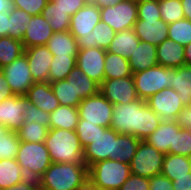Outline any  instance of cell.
I'll return each instance as SVG.
<instances>
[{
  "label": "cell",
  "instance_id": "obj_1",
  "mask_svg": "<svg viewBox=\"0 0 191 190\" xmlns=\"http://www.w3.org/2000/svg\"><path fill=\"white\" fill-rule=\"evenodd\" d=\"M112 111L110 128L140 140L151 135L162 121L146 101L140 98L128 104H115Z\"/></svg>",
  "mask_w": 191,
  "mask_h": 190
},
{
  "label": "cell",
  "instance_id": "obj_2",
  "mask_svg": "<svg viewBox=\"0 0 191 190\" xmlns=\"http://www.w3.org/2000/svg\"><path fill=\"white\" fill-rule=\"evenodd\" d=\"M85 163H51L38 179L40 190H76L88 179Z\"/></svg>",
  "mask_w": 191,
  "mask_h": 190
},
{
  "label": "cell",
  "instance_id": "obj_3",
  "mask_svg": "<svg viewBox=\"0 0 191 190\" xmlns=\"http://www.w3.org/2000/svg\"><path fill=\"white\" fill-rule=\"evenodd\" d=\"M45 145L53 163H84L83 147L75 130L49 129Z\"/></svg>",
  "mask_w": 191,
  "mask_h": 190
},
{
  "label": "cell",
  "instance_id": "obj_4",
  "mask_svg": "<svg viewBox=\"0 0 191 190\" xmlns=\"http://www.w3.org/2000/svg\"><path fill=\"white\" fill-rule=\"evenodd\" d=\"M131 175L129 164L103 160L88 167L89 179L101 190H118Z\"/></svg>",
  "mask_w": 191,
  "mask_h": 190
},
{
  "label": "cell",
  "instance_id": "obj_5",
  "mask_svg": "<svg viewBox=\"0 0 191 190\" xmlns=\"http://www.w3.org/2000/svg\"><path fill=\"white\" fill-rule=\"evenodd\" d=\"M16 161L22 167L26 177L36 180L44 174L52 163L45 142L20 141Z\"/></svg>",
  "mask_w": 191,
  "mask_h": 190
},
{
  "label": "cell",
  "instance_id": "obj_6",
  "mask_svg": "<svg viewBox=\"0 0 191 190\" xmlns=\"http://www.w3.org/2000/svg\"><path fill=\"white\" fill-rule=\"evenodd\" d=\"M132 76L138 97L146 101L155 93L170 87L172 68L157 64L144 71L133 73Z\"/></svg>",
  "mask_w": 191,
  "mask_h": 190
},
{
  "label": "cell",
  "instance_id": "obj_7",
  "mask_svg": "<svg viewBox=\"0 0 191 190\" xmlns=\"http://www.w3.org/2000/svg\"><path fill=\"white\" fill-rule=\"evenodd\" d=\"M165 154L141 140L129 163L131 174L150 179L160 175Z\"/></svg>",
  "mask_w": 191,
  "mask_h": 190
},
{
  "label": "cell",
  "instance_id": "obj_8",
  "mask_svg": "<svg viewBox=\"0 0 191 190\" xmlns=\"http://www.w3.org/2000/svg\"><path fill=\"white\" fill-rule=\"evenodd\" d=\"M77 109L79 119H84V123H92L104 128L110 127L113 104L100 91L94 96L81 100Z\"/></svg>",
  "mask_w": 191,
  "mask_h": 190
},
{
  "label": "cell",
  "instance_id": "obj_9",
  "mask_svg": "<svg viewBox=\"0 0 191 190\" xmlns=\"http://www.w3.org/2000/svg\"><path fill=\"white\" fill-rule=\"evenodd\" d=\"M100 19L107 23L115 32L133 29L138 20L136 0H123L115 6L100 8Z\"/></svg>",
  "mask_w": 191,
  "mask_h": 190
},
{
  "label": "cell",
  "instance_id": "obj_10",
  "mask_svg": "<svg viewBox=\"0 0 191 190\" xmlns=\"http://www.w3.org/2000/svg\"><path fill=\"white\" fill-rule=\"evenodd\" d=\"M119 135L114 129L100 126L95 140L83 149V161L87 167L103 160H116L115 139Z\"/></svg>",
  "mask_w": 191,
  "mask_h": 190
},
{
  "label": "cell",
  "instance_id": "obj_11",
  "mask_svg": "<svg viewBox=\"0 0 191 190\" xmlns=\"http://www.w3.org/2000/svg\"><path fill=\"white\" fill-rule=\"evenodd\" d=\"M1 71L14 95H26L28 89L35 83L25 53L1 68Z\"/></svg>",
  "mask_w": 191,
  "mask_h": 190
},
{
  "label": "cell",
  "instance_id": "obj_12",
  "mask_svg": "<svg viewBox=\"0 0 191 190\" xmlns=\"http://www.w3.org/2000/svg\"><path fill=\"white\" fill-rule=\"evenodd\" d=\"M99 91L113 105L128 104L139 99L133 76L106 79L101 83Z\"/></svg>",
  "mask_w": 191,
  "mask_h": 190
},
{
  "label": "cell",
  "instance_id": "obj_13",
  "mask_svg": "<svg viewBox=\"0 0 191 190\" xmlns=\"http://www.w3.org/2000/svg\"><path fill=\"white\" fill-rule=\"evenodd\" d=\"M147 105L161 118V120H176L183 109L181 99L173 88H165L146 100Z\"/></svg>",
  "mask_w": 191,
  "mask_h": 190
},
{
  "label": "cell",
  "instance_id": "obj_14",
  "mask_svg": "<svg viewBox=\"0 0 191 190\" xmlns=\"http://www.w3.org/2000/svg\"><path fill=\"white\" fill-rule=\"evenodd\" d=\"M106 50L93 47L79 49L76 57V65L82 73L95 81L99 86L104 81V65Z\"/></svg>",
  "mask_w": 191,
  "mask_h": 190
},
{
  "label": "cell",
  "instance_id": "obj_15",
  "mask_svg": "<svg viewBox=\"0 0 191 190\" xmlns=\"http://www.w3.org/2000/svg\"><path fill=\"white\" fill-rule=\"evenodd\" d=\"M28 103L25 95H13L0 102V125L17 132L24 123L23 110Z\"/></svg>",
  "mask_w": 191,
  "mask_h": 190
},
{
  "label": "cell",
  "instance_id": "obj_16",
  "mask_svg": "<svg viewBox=\"0 0 191 190\" xmlns=\"http://www.w3.org/2000/svg\"><path fill=\"white\" fill-rule=\"evenodd\" d=\"M29 69L35 83L49 82L48 75L50 65L53 60V54L46 45L24 48Z\"/></svg>",
  "mask_w": 191,
  "mask_h": 190
},
{
  "label": "cell",
  "instance_id": "obj_17",
  "mask_svg": "<svg viewBox=\"0 0 191 190\" xmlns=\"http://www.w3.org/2000/svg\"><path fill=\"white\" fill-rule=\"evenodd\" d=\"M133 29L140 41L155 46L168 39V24L162 18H138Z\"/></svg>",
  "mask_w": 191,
  "mask_h": 190
},
{
  "label": "cell",
  "instance_id": "obj_18",
  "mask_svg": "<svg viewBox=\"0 0 191 190\" xmlns=\"http://www.w3.org/2000/svg\"><path fill=\"white\" fill-rule=\"evenodd\" d=\"M100 20V8L94 4L87 3L71 16L69 32L73 34L75 38L88 36Z\"/></svg>",
  "mask_w": 191,
  "mask_h": 190
},
{
  "label": "cell",
  "instance_id": "obj_19",
  "mask_svg": "<svg viewBox=\"0 0 191 190\" xmlns=\"http://www.w3.org/2000/svg\"><path fill=\"white\" fill-rule=\"evenodd\" d=\"M180 128L176 120H162L159 127L144 141L164 154H174L175 133Z\"/></svg>",
  "mask_w": 191,
  "mask_h": 190
},
{
  "label": "cell",
  "instance_id": "obj_20",
  "mask_svg": "<svg viewBox=\"0 0 191 190\" xmlns=\"http://www.w3.org/2000/svg\"><path fill=\"white\" fill-rule=\"evenodd\" d=\"M54 31L49 22L41 15H34L26 28L22 44L24 48L47 45Z\"/></svg>",
  "mask_w": 191,
  "mask_h": 190
},
{
  "label": "cell",
  "instance_id": "obj_21",
  "mask_svg": "<svg viewBox=\"0 0 191 190\" xmlns=\"http://www.w3.org/2000/svg\"><path fill=\"white\" fill-rule=\"evenodd\" d=\"M25 96L29 103L48 113H52L60 105L49 82L34 83Z\"/></svg>",
  "mask_w": 191,
  "mask_h": 190
},
{
  "label": "cell",
  "instance_id": "obj_22",
  "mask_svg": "<svg viewBox=\"0 0 191 190\" xmlns=\"http://www.w3.org/2000/svg\"><path fill=\"white\" fill-rule=\"evenodd\" d=\"M115 30L100 20L88 36L76 38L78 49L99 47L107 50L115 36Z\"/></svg>",
  "mask_w": 191,
  "mask_h": 190
},
{
  "label": "cell",
  "instance_id": "obj_23",
  "mask_svg": "<svg viewBox=\"0 0 191 190\" xmlns=\"http://www.w3.org/2000/svg\"><path fill=\"white\" fill-rule=\"evenodd\" d=\"M184 52V46L166 39L157 46L158 64L169 68L181 67L185 65Z\"/></svg>",
  "mask_w": 191,
  "mask_h": 190
},
{
  "label": "cell",
  "instance_id": "obj_24",
  "mask_svg": "<svg viewBox=\"0 0 191 190\" xmlns=\"http://www.w3.org/2000/svg\"><path fill=\"white\" fill-rule=\"evenodd\" d=\"M157 46L148 42L139 41V45L128 58L132 73L144 71L158 64L156 55Z\"/></svg>",
  "mask_w": 191,
  "mask_h": 190
},
{
  "label": "cell",
  "instance_id": "obj_25",
  "mask_svg": "<svg viewBox=\"0 0 191 190\" xmlns=\"http://www.w3.org/2000/svg\"><path fill=\"white\" fill-rule=\"evenodd\" d=\"M46 46L53 55L58 56L77 57L79 51L76 38L69 30L54 32Z\"/></svg>",
  "mask_w": 191,
  "mask_h": 190
},
{
  "label": "cell",
  "instance_id": "obj_26",
  "mask_svg": "<svg viewBox=\"0 0 191 190\" xmlns=\"http://www.w3.org/2000/svg\"><path fill=\"white\" fill-rule=\"evenodd\" d=\"M170 88L178 93L183 106L191 103V66L172 68Z\"/></svg>",
  "mask_w": 191,
  "mask_h": 190
},
{
  "label": "cell",
  "instance_id": "obj_27",
  "mask_svg": "<svg viewBox=\"0 0 191 190\" xmlns=\"http://www.w3.org/2000/svg\"><path fill=\"white\" fill-rule=\"evenodd\" d=\"M139 41L134 29L121 30L115 33L106 52L115 53L128 59L133 54V50L139 45Z\"/></svg>",
  "mask_w": 191,
  "mask_h": 190
},
{
  "label": "cell",
  "instance_id": "obj_28",
  "mask_svg": "<svg viewBox=\"0 0 191 190\" xmlns=\"http://www.w3.org/2000/svg\"><path fill=\"white\" fill-rule=\"evenodd\" d=\"M50 85L60 105L78 107L81 100L77 94V80L74 78H66L50 83Z\"/></svg>",
  "mask_w": 191,
  "mask_h": 190
},
{
  "label": "cell",
  "instance_id": "obj_29",
  "mask_svg": "<svg viewBox=\"0 0 191 190\" xmlns=\"http://www.w3.org/2000/svg\"><path fill=\"white\" fill-rule=\"evenodd\" d=\"M49 129L76 130L79 122L78 109L72 106L59 105L50 113Z\"/></svg>",
  "mask_w": 191,
  "mask_h": 190
},
{
  "label": "cell",
  "instance_id": "obj_30",
  "mask_svg": "<svg viewBox=\"0 0 191 190\" xmlns=\"http://www.w3.org/2000/svg\"><path fill=\"white\" fill-rule=\"evenodd\" d=\"M191 173V157L165 154L161 174L173 182V177L189 176Z\"/></svg>",
  "mask_w": 191,
  "mask_h": 190
},
{
  "label": "cell",
  "instance_id": "obj_31",
  "mask_svg": "<svg viewBox=\"0 0 191 190\" xmlns=\"http://www.w3.org/2000/svg\"><path fill=\"white\" fill-rule=\"evenodd\" d=\"M128 59L115 53L106 52L104 80L132 76Z\"/></svg>",
  "mask_w": 191,
  "mask_h": 190
},
{
  "label": "cell",
  "instance_id": "obj_32",
  "mask_svg": "<svg viewBox=\"0 0 191 190\" xmlns=\"http://www.w3.org/2000/svg\"><path fill=\"white\" fill-rule=\"evenodd\" d=\"M26 178L22 167L16 159L0 160V190L12 187Z\"/></svg>",
  "mask_w": 191,
  "mask_h": 190
},
{
  "label": "cell",
  "instance_id": "obj_33",
  "mask_svg": "<svg viewBox=\"0 0 191 190\" xmlns=\"http://www.w3.org/2000/svg\"><path fill=\"white\" fill-rule=\"evenodd\" d=\"M140 141L138 137L133 135L119 134L115 139L116 160L129 164Z\"/></svg>",
  "mask_w": 191,
  "mask_h": 190
},
{
  "label": "cell",
  "instance_id": "obj_34",
  "mask_svg": "<svg viewBox=\"0 0 191 190\" xmlns=\"http://www.w3.org/2000/svg\"><path fill=\"white\" fill-rule=\"evenodd\" d=\"M32 15H29L24 10L13 8L9 12L8 20V36L13 39L22 41L26 28L31 21Z\"/></svg>",
  "mask_w": 191,
  "mask_h": 190
},
{
  "label": "cell",
  "instance_id": "obj_35",
  "mask_svg": "<svg viewBox=\"0 0 191 190\" xmlns=\"http://www.w3.org/2000/svg\"><path fill=\"white\" fill-rule=\"evenodd\" d=\"M24 53L22 41L9 36L0 38V69Z\"/></svg>",
  "mask_w": 191,
  "mask_h": 190
},
{
  "label": "cell",
  "instance_id": "obj_36",
  "mask_svg": "<svg viewBox=\"0 0 191 190\" xmlns=\"http://www.w3.org/2000/svg\"><path fill=\"white\" fill-rule=\"evenodd\" d=\"M76 66V56L53 55L48 75L49 83L67 78L68 73Z\"/></svg>",
  "mask_w": 191,
  "mask_h": 190
},
{
  "label": "cell",
  "instance_id": "obj_37",
  "mask_svg": "<svg viewBox=\"0 0 191 190\" xmlns=\"http://www.w3.org/2000/svg\"><path fill=\"white\" fill-rule=\"evenodd\" d=\"M67 78L77 80V94L80 100L94 96L99 92L100 86L85 73H82L77 65L68 73Z\"/></svg>",
  "mask_w": 191,
  "mask_h": 190
},
{
  "label": "cell",
  "instance_id": "obj_38",
  "mask_svg": "<svg viewBox=\"0 0 191 190\" xmlns=\"http://www.w3.org/2000/svg\"><path fill=\"white\" fill-rule=\"evenodd\" d=\"M48 131L49 127L33 121L32 123H23L17 134L20 141L42 143L45 142Z\"/></svg>",
  "mask_w": 191,
  "mask_h": 190
},
{
  "label": "cell",
  "instance_id": "obj_39",
  "mask_svg": "<svg viewBox=\"0 0 191 190\" xmlns=\"http://www.w3.org/2000/svg\"><path fill=\"white\" fill-rule=\"evenodd\" d=\"M168 39L186 46L191 43V21L183 18L168 25Z\"/></svg>",
  "mask_w": 191,
  "mask_h": 190
},
{
  "label": "cell",
  "instance_id": "obj_40",
  "mask_svg": "<svg viewBox=\"0 0 191 190\" xmlns=\"http://www.w3.org/2000/svg\"><path fill=\"white\" fill-rule=\"evenodd\" d=\"M42 16L49 22L54 32L70 29L71 16L61 10H49V1L42 11Z\"/></svg>",
  "mask_w": 191,
  "mask_h": 190
},
{
  "label": "cell",
  "instance_id": "obj_41",
  "mask_svg": "<svg viewBox=\"0 0 191 190\" xmlns=\"http://www.w3.org/2000/svg\"><path fill=\"white\" fill-rule=\"evenodd\" d=\"M20 146L17 132L7 130L0 136V160L16 159Z\"/></svg>",
  "mask_w": 191,
  "mask_h": 190
},
{
  "label": "cell",
  "instance_id": "obj_42",
  "mask_svg": "<svg viewBox=\"0 0 191 190\" xmlns=\"http://www.w3.org/2000/svg\"><path fill=\"white\" fill-rule=\"evenodd\" d=\"M162 20L168 25L185 18L181 0H159Z\"/></svg>",
  "mask_w": 191,
  "mask_h": 190
},
{
  "label": "cell",
  "instance_id": "obj_43",
  "mask_svg": "<svg viewBox=\"0 0 191 190\" xmlns=\"http://www.w3.org/2000/svg\"><path fill=\"white\" fill-rule=\"evenodd\" d=\"M75 131L78 135L80 144L84 149L87 145L91 144L93 140H95L99 135L100 126L92 123H84V119H79Z\"/></svg>",
  "mask_w": 191,
  "mask_h": 190
},
{
  "label": "cell",
  "instance_id": "obj_44",
  "mask_svg": "<svg viewBox=\"0 0 191 190\" xmlns=\"http://www.w3.org/2000/svg\"><path fill=\"white\" fill-rule=\"evenodd\" d=\"M174 154L191 157V130L180 128L175 133Z\"/></svg>",
  "mask_w": 191,
  "mask_h": 190
},
{
  "label": "cell",
  "instance_id": "obj_45",
  "mask_svg": "<svg viewBox=\"0 0 191 190\" xmlns=\"http://www.w3.org/2000/svg\"><path fill=\"white\" fill-rule=\"evenodd\" d=\"M23 114L25 115L24 123H32L35 121L40 125L49 127L50 113L37 108L35 105L28 102L23 110Z\"/></svg>",
  "mask_w": 191,
  "mask_h": 190
},
{
  "label": "cell",
  "instance_id": "obj_46",
  "mask_svg": "<svg viewBox=\"0 0 191 190\" xmlns=\"http://www.w3.org/2000/svg\"><path fill=\"white\" fill-rule=\"evenodd\" d=\"M86 4V0H49V10H61L72 16Z\"/></svg>",
  "mask_w": 191,
  "mask_h": 190
},
{
  "label": "cell",
  "instance_id": "obj_47",
  "mask_svg": "<svg viewBox=\"0 0 191 190\" xmlns=\"http://www.w3.org/2000/svg\"><path fill=\"white\" fill-rule=\"evenodd\" d=\"M138 18H161L159 0H141L137 2Z\"/></svg>",
  "mask_w": 191,
  "mask_h": 190
},
{
  "label": "cell",
  "instance_id": "obj_48",
  "mask_svg": "<svg viewBox=\"0 0 191 190\" xmlns=\"http://www.w3.org/2000/svg\"><path fill=\"white\" fill-rule=\"evenodd\" d=\"M14 7L29 15H41L49 0H13Z\"/></svg>",
  "mask_w": 191,
  "mask_h": 190
},
{
  "label": "cell",
  "instance_id": "obj_49",
  "mask_svg": "<svg viewBox=\"0 0 191 190\" xmlns=\"http://www.w3.org/2000/svg\"><path fill=\"white\" fill-rule=\"evenodd\" d=\"M118 190H149V179L131 174Z\"/></svg>",
  "mask_w": 191,
  "mask_h": 190
},
{
  "label": "cell",
  "instance_id": "obj_50",
  "mask_svg": "<svg viewBox=\"0 0 191 190\" xmlns=\"http://www.w3.org/2000/svg\"><path fill=\"white\" fill-rule=\"evenodd\" d=\"M172 185L173 182L162 174L149 179V190H174Z\"/></svg>",
  "mask_w": 191,
  "mask_h": 190
},
{
  "label": "cell",
  "instance_id": "obj_51",
  "mask_svg": "<svg viewBox=\"0 0 191 190\" xmlns=\"http://www.w3.org/2000/svg\"><path fill=\"white\" fill-rule=\"evenodd\" d=\"M176 122L181 128L191 130V103L179 112Z\"/></svg>",
  "mask_w": 191,
  "mask_h": 190
},
{
  "label": "cell",
  "instance_id": "obj_52",
  "mask_svg": "<svg viewBox=\"0 0 191 190\" xmlns=\"http://www.w3.org/2000/svg\"><path fill=\"white\" fill-rule=\"evenodd\" d=\"M2 190H40L38 180L33 178H26L23 181L16 183L12 187H7Z\"/></svg>",
  "mask_w": 191,
  "mask_h": 190
},
{
  "label": "cell",
  "instance_id": "obj_53",
  "mask_svg": "<svg viewBox=\"0 0 191 190\" xmlns=\"http://www.w3.org/2000/svg\"><path fill=\"white\" fill-rule=\"evenodd\" d=\"M174 190H191V173L189 176L173 177Z\"/></svg>",
  "mask_w": 191,
  "mask_h": 190
},
{
  "label": "cell",
  "instance_id": "obj_54",
  "mask_svg": "<svg viewBox=\"0 0 191 190\" xmlns=\"http://www.w3.org/2000/svg\"><path fill=\"white\" fill-rule=\"evenodd\" d=\"M13 92L10 85L6 81V77L0 69V102L6 100L7 98L13 96Z\"/></svg>",
  "mask_w": 191,
  "mask_h": 190
},
{
  "label": "cell",
  "instance_id": "obj_55",
  "mask_svg": "<svg viewBox=\"0 0 191 190\" xmlns=\"http://www.w3.org/2000/svg\"><path fill=\"white\" fill-rule=\"evenodd\" d=\"M9 13H0V38L8 36Z\"/></svg>",
  "mask_w": 191,
  "mask_h": 190
},
{
  "label": "cell",
  "instance_id": "obj_56",
  "mask_svg": "<svg viewBox=\"0 0 191 190\" xmlns=\"http://www.w3.org/2000/svg\"><path fill=\"white\" fill-rule=\"evenodd\" d=\"M123 0H94L91 4H94L98 8L113 7Z\"/></svg>",
  "mask_w": 191,
  "mask_h": 190
},
{
  "label": "cell",
  "instance_id": "obj_57",
  "mask_svg": "<svg viewBox=\"0 0 191 190\" xmlns=\"http://www.w3.org/2000/svg\"><path fill=\"white\" fill-rule=\"evenodd\" d=\"M13 8V0H0V13H9Z\"/></svg>",
  "mask_w": 191,
  "mask_h": 190
},
{
  "label": "cell",
  "instance_id": "obj_58",
  "mask_svg": "<svg viewBox=\"0 0 191 190\" xmlns=\"http://www.w3.org/2000/svg\"><path fill=\"white\" fill-rule=\"evenodd\" d=\"M184 16L191 21V0H181Z\"/></svg>",
  "mask_w": 191,
  "mask_h": 190
},
{
  "label": "cell",
  "instance_id": "obj_59",
  "mask_svg": "<svg viewBox=\"0 0 191 190\" xmlns=\"http://www.w3.org/2000/svg\"><path fill=\"white\" fill-rule=\"evenodd\" d=\"M76 190H97V186L88 178Z\"/></svg>",
  "mask_w": 191,
  "mask_h": 190
},
{
  "label": "cell",
  "instance_id": "obj_60",
  "mask_svg": "<svg viewBox=\"0 0 191 190\" xmlns=\"http://www.w3.org/2000/svg\"><path fill=\"white\" fill-rule=\"evenodd\" d=\"M185 65L191 66V43L184 47Z\"/></svg>",
  "mask_w": 191,
  "mask_h": 190
},
{
  "label": "cell",
  "instance_id": "obj_61",
  "mask_svg": "<svg viewBox=\"0 0 191 190\" xmlns=\"http://www.w3.org/2000/svg\"><path fill=\"white\" fill-rule=\"evenodd\" d=\"M7 131L6 127L3 125H0V136Z\"/></svg>",
  "mask_w": 191,
  "mask_h": 190
},
{
  "label": "cell",
  "instance_id": "obj_62",
  "mask_svg": "<svg viewBox=\"0 0 191 190\" xmlns=\"http://www.w3.org/2000/svg\"><path fill=\"white\" fill-rule=\"evenodd\" d=\"M87 3H92L94 0H86Z\"/></svg>",
  "mask_w": 191,
  "mask_h": 190
}]
</instances>
